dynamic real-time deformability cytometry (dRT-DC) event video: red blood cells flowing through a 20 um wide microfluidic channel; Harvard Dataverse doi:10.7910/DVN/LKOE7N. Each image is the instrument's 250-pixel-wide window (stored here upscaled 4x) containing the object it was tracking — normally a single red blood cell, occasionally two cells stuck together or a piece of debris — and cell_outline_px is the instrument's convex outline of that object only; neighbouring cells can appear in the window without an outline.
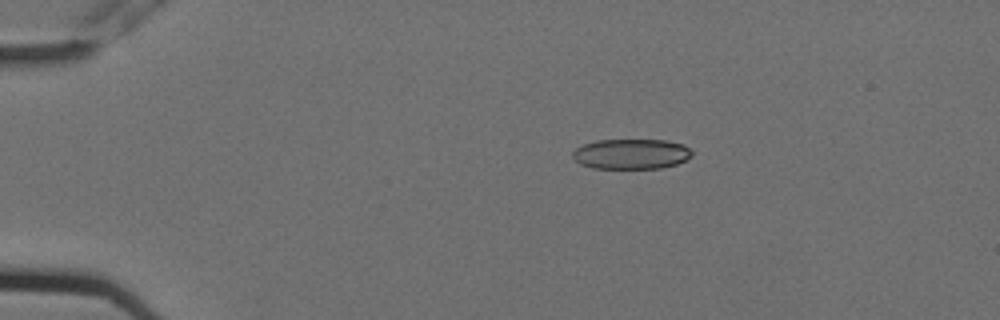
{"species": "Egyptian fruit bat (a non-hibernating species)", "species_latin": "Rousettus aegyptiacus", "temperature_condition": "cold", "stored_images_in_passage": 5, "camera_frame_rate_fps": 3000, "um_per_image_px": 0.085, "animal": {"sex": "female"}, "frame": {"image": 1, "passage_image": 3, "time_ms": 0.667, "image_size_px": [1000, 320], "cell_outline_px": [[692, 156], [676, 164], [660, 168], [592, 168], [580, 164], [572, 156], [572, 152], [576, 148], [584, 144], [596, 140], [664, 140], [684, 144], [692, 152]], "centroid_in_image_um": [53.64, 13.08], "position_along_channel_um": 31.4, "area_um2": 20.92}}